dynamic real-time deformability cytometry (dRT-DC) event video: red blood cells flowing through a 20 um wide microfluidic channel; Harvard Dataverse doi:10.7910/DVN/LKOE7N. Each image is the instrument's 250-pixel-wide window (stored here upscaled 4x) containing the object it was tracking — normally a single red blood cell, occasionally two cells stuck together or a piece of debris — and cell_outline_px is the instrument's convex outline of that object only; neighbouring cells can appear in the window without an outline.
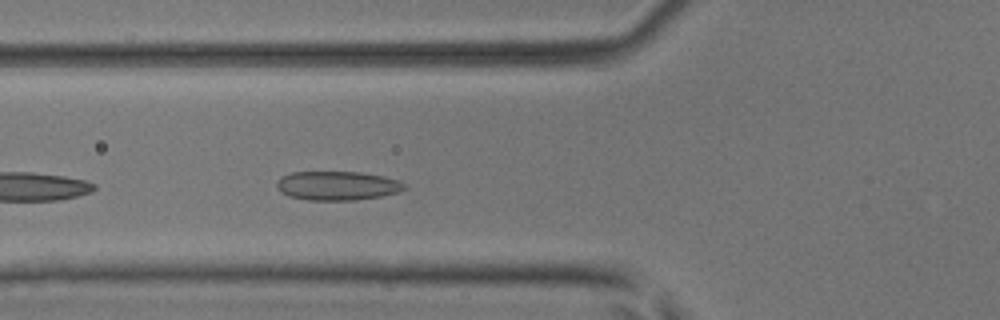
{"species": "common noctule bat (a hibernating species)", "species_latin": "Nyctalus noctula", "temperature_condition": "room temperature", "stored_images_in_passage": 10, "camera_frame_rate_fps": 3000, "um_per_image_px": 0.085, "animal": {"sex": "male", "body_mass_g": 17.9, "forearm_length_mm": 54.2}, "frame": {"image": 1, "passage_image": 4, "time_ms": 1.0, "image_size_px": [1000, 320], "cell_outline_px": [[404, 188], [396, 192], [380, 196], [356, 200], [308, 200], [288, 196], [280, 192], [276, 188], [276, 180], [280, 176], [292, 172], [360, 172], [384, 176], [400, 180], [404, 184]], "centroid_in_image_um": [28.6, 15.78], "position_along_channel_um": 97.2, "area_um2": 21.68}}
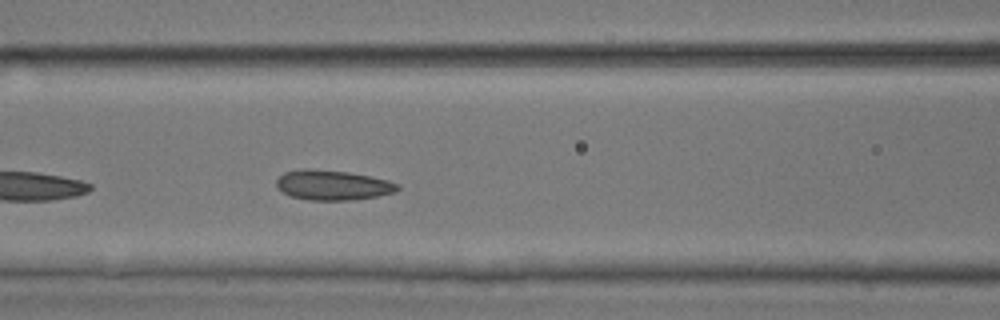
{"frame": {"image": 2, "passage_image": 7, "time_ms": 2.0, "image_size_px": [1000, 320], "cell_outline_px": [[400, 188], [396, 192], [376, 196], [352, 200], [308, 200], [292, 196], [276, 188], [276, 180], [284, 172], [304, 168], [312, 168], [348, 172], [388, 180], [400, 184]], "centroid_in_image_um": [28.28, 15.73], "position_along_channel_um": 138.3, "area_um2": 21.21}}